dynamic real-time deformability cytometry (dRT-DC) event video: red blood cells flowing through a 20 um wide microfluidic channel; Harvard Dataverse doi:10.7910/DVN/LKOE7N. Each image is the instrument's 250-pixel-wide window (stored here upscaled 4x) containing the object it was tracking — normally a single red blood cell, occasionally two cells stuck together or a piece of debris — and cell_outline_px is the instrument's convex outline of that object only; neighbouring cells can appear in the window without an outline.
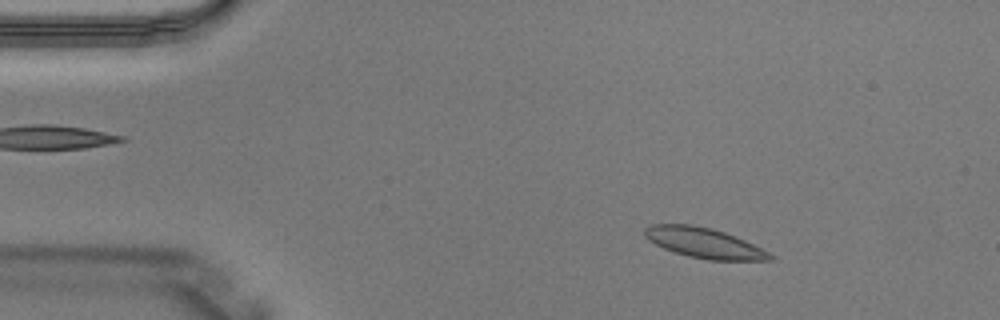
{"species": "Egyptian fruit bat (a non-hibernating species)", "species_latin": "Rousettus aegyptiacus", "temperature_condition": "warm", "stored_images_in_passage": 2, "camera_frame_rate_fps": 3000, "um_per_image_px": 0.085, "animal": {"sex": "male"}, "frame": {"image": 1, "passage_image": 1, "time_ms": 0.0, "image_size_px": [1000, 320], "cell_outline_px": [[776, 256], [772, 260], [708, 260], [688, 256], [664, 248], [648, 240], [644, 236], [644, 228], [652, 224], [692, 224], [712, 228], [724, 232], [744, 240]], "centroid_in_image_um": [59.83, 20.64], "position_along_channel_um": 25.2, "area_um2": 21.91}}